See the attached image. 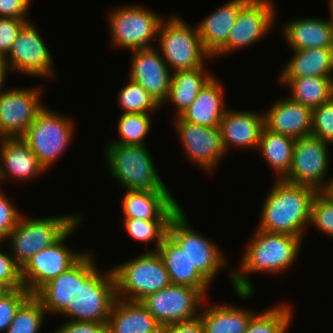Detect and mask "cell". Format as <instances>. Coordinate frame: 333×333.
<instances>
[{
	"label": "cell",
	"mask_w": 333,
	"mask_h": 333,
	"mask_svg": "<svg viewBox=\"0 0 333 333\" xmlns=\"http://www.w3.org/2000/svg\"><path fill=\"white\" fill-rule=\"evenodd\" d=\"M302 240L289 234L257 229L246 244L240 267L228 269L231 286L241 299H250L254 293L249 274H280L290 269L300 254Z\"/></svg>",
	"instance_id": "6da1fadb"
},
{
	"label": "cell",
	"mask_w": 333,
	"mask_h": 333,
	"mask_svg": "<svg viewBox=\"0 0 333 333\" xmlns=\"http://www.w3.org/2000/svg\"><path fill=\"white\" fill-rule=\"evenodd\" d=\"M317 192L308 186L275 179L263 201L257 229L303 239Z\"/></svg>",
	"instance_id": "7a4b0ae2"
},
{
	"label": "cell",
	"mask_w": 333,
	"mask_h": 333,
	"mask_svg": "<svg viewBox=\"0 0 333 333\" xmlns=\"http://www.w3.org/2000/svg\"><path fill=\"white\" fill-rule=\"evenodd\" d=\"M104 156L108 173L125 190L170 191L147 145L106 144Z\"/></svg>",
	"instance_id": "3957f363"
},
{
	"label": "cell",
	"mask_w": 333,
	"mask_h": 333,
	"mask_svg": "<svg viewBox=\"0 0 333 333\" xmlns=\"http://www.w3.org/2000/svg\"><path fill=\"white\" fill-rule=\"evenodd\" d=\"M81 217L78 213L29 219L21 215L4 242L22 268L35 254L58 241Z\"/></svg>",
	"instance_id": "277c9868"
},
{
	"label": "cell",
	"mask_w": 333,
	"mask_h": 333,
	"mask_svg": "<svg viewBox=\"0 0 333 333\" xmlns=\"http://www.w3.org/2000/svg\"><path fill=\"white\" fill-rule=\"evenodd\" d=\"M191 26L178 15L163 18L159 26L158 51L171 73L205 67L204 61L212 58L203 47L197 25Z\"/></svg>",
	"instance_id": "5b68a950"
},
{
	"label": "cell",
	"mask_w": 333,
	"mask_h": 333,
	"mask_svg": "<svg viewBox=\"0 0 333 333\" xmlns=\"http://www.w3.org/2000/svg\"><path fill=\"white\" fill-rule=\"evenodd\" d=\"M116 298L141 301L171 284L165 264L157 252L147 250L131 260L115 265Z\"/></svg>",
	"instance_id": "8992f818"
},
{
	"label": "cell",
	"mask_w": 333,
	"mask_h": 333,
	"mask_svg": "<svg viewBox=\"0 0 333 333\" xmlns=\"http://www.w3.org/2000/svg\"><path fill=\"white\" fill-rule=\"evenodd\" d=\"M109 37L114 47L130 51L153 48L158 29L163 20L160 13L139 5H121L110 9L108 15Z\"/></svg>",
	"instance_id": "52a82bcc"
},
{
	"label": "cell",
	"mask_w": 333,
	"mask_h": 333,
	"mask_svg": "<svg viewBox=\"0 0 333 333\" xmlns=\"http://www.w3.org/2000/svg\"><path fill=\"white\" fill-rule=\"evenodd\" d=\"M73 122L70 117L45 106L21 137L46 170L54 166L74 139Z\"/></svg>",
	"instance_id": "ba28073f"
},
{
	"label": "cell",
	"mask_w": 333,
	"mask_h": 333,
	"mask_svg": "<svg viewBox=\"0 0 333 333\" xmlns=\"http://www.w3.org/2000/svg\"><path fill=\"white\" fill-rule=\"evenodd\" d=\"M96 268L85 281H78L77 294L60 314L68 321L107 323L116 299L113 270L101 272Z\"/></svg>",
	"instance_id": "9c48e42d"
},
{
	"label": "cell",
	"mask_w": 333,
	"mask_h": 333,
	"mask_svg": "<svg viewBox=\"0 0 333 333\" xmlns=\"http://www.w3.org/2000/svg\"><path fill=\"white\" fill-rule=\"evenodd\" d=\"M167 235L186 253L195 269L209 282L227 268V259L218 244L194 230L181 207L170 219Z\"/></svg>",
	"instance_id": "30bf717a"
},
{
	"label": "cell",
	"mask_w": 333,
	"mask_h": 333,
	"mask_svg": "<svg viewBox=\"0 0 333 333\" xmlns=\"http://www.w3.org/2000/svg\"><path fill=\"white\" fill-rule=\"evenodd\" d=\"M85 217H81L58 241L35 254L22 268L21 276L24 288L35 295L43 286L71 267L83 254L71 250L65 245L81 226Z\"/></svg>",
	"instance_id": "8fae6325"
},
{
	"label": "cell",
	"mask_w": 333,
	"mask_h": 333,
	"mask_svg": "<svg viewBox=\"0 0 333 333\" xmlns=\"http://www.w3.org/2000/svg\"><path fill=\"white\" fill-rule=\"evenodd\" d=\"M28 21L19 31L10 51L2 60L10 73H24L39 78H55L51 50L40 31Z\"/></svg>",
	"instance_id": "7c38bea8"
},
{
	"label": "cell",
	"mask_w": 333,
	"mask_h": 333,
	"mask_svg": "<svg viewBox=\"0 0 333 333\" xmlns=\"http://www.w3.org/2000/svg\"><path fill=\"white\" fill-rule=\"evenodd\" d=\"M328 145V142L312 135L296 139L290 170L282 180L322 191L329 181Z\"/></svg>",
	"instance_id": "4fadbf2b"
},
{
	"label": "cell",
	"mask_w": 333,
	"mask_h": 333,
	"mask_svg": "<svg viewBox=\"0 0 333 333\" xmlns=\"http://www.w3.org/2000/svg\"><path fill=\"white\" fill-rule=\"evenodd\" d=\"M205 298L196 288L170 284L140 302L163 327L198 317Z\"/></svg>",
	"instance_id": "5bb4252c"
},
{
	"label": "cell",
	"mask_w": 333,
	"mask_h": 333,
	"mask_svg": "<svg viewBox=\"0 0 333 333\" xmlns=\"http://www.w3.org/2000/svg\"><path fill=\"white\" fill-rule=\"evenodd\" d=\"M276 8L273 0H249L238 13L235 25L229 32L226 45L214 56L230 55L235 50L258 43L275 25Z\"/></svg>",
	"instance_id": "9a60e30c"
},
{
	"label": "cell",
	"mask_w": 333,
	"mask_h": 333,
	"mask_svg": "<svg viewBox=\"0 0 333 333\" xmlns=\"http://www.w3.org/2000/svg\"><path fill=\"white\" fill-rule=\"evenodd\" d=\"M173 120L174 131L179 137L186 158L206 173L214 172L220 160L227 155L220 128L192 124L180 116Z\"/></svg>",
	"instance_id": "2e32d148"
},
{
	"label": "cell",
	"mask_w": 333,
	"mask_h": 333,
	"mask_svg": "<svg viewBox=\"0 0 333 333\" xmlns=\"http://www.w3.org/2000/svg\"><path fill=\"white\" fill-rule=\"evenodd\" d=\"M5 89L0 95V139L21 138L40 111L43 88ZM42 89V90H41Z\"/></svg>",
	"instance_id": "e0dca14e"
},
{
	"label": "cell",
	"mask_w": 333,
	"mask_h": 333,
	"mask_svg": "<svg viewBox=\"0 0 333 333\" xmlns=\"http://www.w3.org/2000/svg\"><path fill=\"white\" fill-rule=\"evenodd\" d=\"M84 252L71 267L55 277L35 294L41 301L47 315H60L77 294L78 281H85L97 268L94 254H91V251Z\"/></svg>",
	"instance_id": "ac0fdd59"
},
{
	"label": "cell",
	"mask_w": 333,
	"mask_h": 333,
	"mask_svg": "<svg viewBox=\"0 0 333 333\" xmlns=\"http://www.w3.org/2000/svg\"><path fill=\"white\" fill-rule=\"evenodd\" d=\"M129 77L142 86L162 106L169 94L171 70L156 49L131 51Z\"/></svg>",
	"instance_id": "d6986e66"
},
{
	"label": "cell",
	"mask_w": 333,
	"mask_h": 333,
	"mask_svg": "<svg viewBox=\"0 0 333 333\" xmlns=\"http://www.w3.org/2000/svg\"><path fill=\"white\" fill-rule=\"evenodd\" d=\"M264 126L294 139L307 137L312 132V109L282 97L263 112Z\"/></svg>",
	"instance_id": "ffe728a7"
},
{
	"label": "cell",
	"mask_w": 333,
	"mask_h": 333,
	"mask_svg": "<svg viewBox=\"0 0 333 333\" xmlns=\"http://www.w3.org/2000/svg\"><path fill=\"white\" fill-rule=\"evenodd\" d=\"M247 111L227 108L220 122L222 143L226 154L231 148H258L264 126L263 111Z\"/></svg>",
	"instance_id": "44dd1931"
},
{
	"label": "cell",
	"mask_w": 333,
	"mask_h": 333,
	"mask_svg": "<svg viewBox=\"0 0 333 333\" xmlns=\"http://www.w3.org/2000/svg\"><path fill=\"white\" fill-rule=\"evenodd\" d=\"M121 199L123 218L170 220L181 205L171 191L124 190Z\"/></svg>",
	"instance_id": "7402d4cb"
},
{
	"label": "cell",
	"mask_w": 333,
	"mask_h": 333,
	"mask_svg": "<svg viewBox=\"0 0 333 333\" xmlns=\"http://www.w3.org/2000/svg\"><path fill=\"white\" fill-rule=\"evenodd\" d=\"M43 172L47 170L23 139H0V182L10 179L17 182L30 181Z\"/></svg>",
	"instance_id": "603a6c76"
},
{
	"label": "cell",
	"mask_w": 333,
	"mask_h": 333,
	"mask_svg": "<svg viewBox=\"0 0 333 333\" xmlns=\"http://www.w3.org/2000/svg\"><path fill=\"white\" fill-rule=\"evenodd\" d=\"M249 0H229L197 23L199 36L206 52L213 57L226 45L239 10Z\"/></svg>",
	"instance_id": "cb8c5ba5"
},
{
	"label": "cell",
	"mask_w": 333,
	"mask_h": 333,
	"mask_svg": "<svg viewBox=\"0 0 333 333\" xmlns=\"http://www.w3.org/2000/svg\"><path fill=\"white\" fill-rule=\"evenodd\" d=\"M293 20L285 23L282 31L286 44L292 51L333 48V26L329 19L304 17Z\"/></svg>",
	"instance_id": "d4e9b609"
},
{
	"label": "cell",
	"mask_w": 333,
	"mask_h": 333,
	"mask_svg": "<svg viewBox=\"0 0 333 333\" xmlns=\"http://www.w3.org/2000/svg\"><path fill=\"white\" fill-rule=\"evenodd\" d=\"M107 333H162V325L140 301L115 299Z\"/></svg>",
	"instance_id": "484cf974"
},
{
	"label": "cell",
	"mask_w": 333,
	"mask_h": 333,
	"mask_svg": "<svg viewBox=\"0 0 333 333\" xmlns=\"http://www.w3.org/2000/svg\"><path fill=\"white\" fill-rule=\"evenodd\" d=\"M221 81L213 76L200 90L194 102L180 117L189 123L205 127H219L227 109L225 89Z\"/></svg>",
	"instance_id": "4316f807"
},
{
	"label": "cell",
	"mask_w": 333,
	"mask_h": 333,
	"mask_svg": "<svg viewBox=\"0 0 333 333\" xmlns=\"http://www.w3.org/2000/svg\"><path fill=\"white\" fill-rule=\"evenodd\" d=\"M157 253L162 258L171 284L198 289L205 297L210 283L195 269L186 253L168 236L163 238Z\"/></svg>",
	"instance_id": "83f0119b"
},
{
	"label": "cell",
	"mask_w": 333,
	"mask_h": 333,
	"mask_svg": "<svg viewBox=\"0 0 333 333\" xmlns=\"http://www.w3.org/2000/svg\"><path fill=\"white\" fill-rule=\"evenodd\" d=\"M292 53V57L280 71L279 78L312 76L333 79V48H310Z\"/></svg>",
	"instance_id": "f1b7e54d"
},
{
	"label": "cell",
	"mask_w": 333,
	"mask_h": 333,
	"mask_svg": "<svg viewBox=\"0 0 333 333\" xmlns=\"http://www.w3.org/2000/svg\"><path fill=\"white\" fill-rule=\"evenodd\" d=\"M207 305L203 303L199 312L205 333H244L256 313L255 310L228 303Z\"/></svg>",
	"instance_id": "f546056e"
},
{
	"label": "cell",
	"mask_w": 333,
	"mask_h": 333,
	"mask_svg": "<svg viewBox=\"0 0 333 333\" xmlns=\"http://www.w3.org/2000/svg\"><path fill=\"white\" fill-rule=\"evenodd\" d=\"M207 68L198 67L192 70H183L172 73L167 99L175 106V117H179L194 102L203 86L214 76L208 73ZM206 70V71H205Z\"/></svg>",
	"instance_id": "4dcf8cb0"
},
{
	"label": "cell",
	"mask_w": 333,
	"mask_h": 333,
	"mask_svg": "<svg viewBox=\"0 0 333 333\" xmlns=\"http://www.w3.org/2000/svg\"><path fill=\"white\" fill-rule=\"evenodd\" d=\"M296 139L273 132L263 126L258 143L261 158L276 174V180H282L289 172Z\"/></svg>",
	"instance_id": "1f68e13d"
},
{
	"label": "cell",
	"mask_w": 333,
	"mask_h": 333,
	"mask_svg": "<svg viewBox=\"0 0 333 333\" xmlns=\"http://www.w3.org/2000/svg\"><path fill=\"white\" fill-rule=\"evenodd\" d=\"M278 83L288 86L293 101L314 109L333 97V79L329 77L279 78Z\"/></svg>",
	"instance_id": "d6a6232c"
},
{
	"label": "cell",
	"mask_w": 333,
	"mask_h": 333,
	"mask_svg": "<svg viewBox=\"0 0 333 333\" xmlns=\"http://www.w3.org/2000/svg\"><path fill=\"white\" fill-rule=\"evenodd\" d=\"M292 309L291 305L282 303L256 312L244 333H287L293 321Z\"/></svg>",
	"instance_id": "836d02e7"
},
{
	"label": "cell",
	"mask_w": 333,
	"mask_h": 333,
	"mask_svg": "<svg viewBox=\"0 0 333 333\" xmlns=\"http://www.w3.org/2000/svg\"><path fill=\"white\" fill-rule=\"evenodd\" d=\"M152 114L134 113L123 114L121 113L118 120V133L119 138L110 139L105 144H137L147 145L146 137L151 129ZM146 140V141H145Z\"/></svg>",
	"instance_id": "e575fe53"
},
{
	"label": "cell",
	"mask_w": 333,
	"mask_h": 333,
	"mask_svg": "<svg viewBox=\"0 0 333 333\" xmlns=\"http://www.w3.org/2000/svg\"><path fill=\"white\" fill-rule=\"evenodd\" d=\"M119 107L123 114L159 112L161 105L142 86L129 78L117 95Z\"/></svg>",
	"instance_id": "d590c367"
},
{
	"label": "cell",
	"mask_w": 333,
	"mask_h": 333,
	"mask_svg": "<svg viewBox=\"0 0 333 333\" xmlns=\"http://www.w3.org/2000/svg\"><path fill=\"white\" fill-rule=\"evenodd\" d=\"M46 315L41 301L30 295L16 311L5 333H39Z\"/></svg>",
	"instance_id": "8d00e7d4"
},
{
	"label": "cell",
	"mask_w": 333,
	"mask_h": 333,
	"mask_svg": "<svg viewBox=\"0 0 333 333\" xmlns=\"http://www.w3.org/2000/svg\"><path fill=\"white\" fill-rule=\"evenodd\" d=\"M170 220H141L137 218H123L122 224L128 235L147 246L149 242H156L154 250L162 244L163 238L167 235V228Z\"/></svg>",
	"instance_id": "74e56055"
},
{
	"label": "cell",
	"mask_w": 333,
	"mask_h": 333,
	"mask_svg": "<svg viewBox=\"0 0 333 333\" xmlns=\"http://www.w3.org/2000/svg\"><path fill=\"white\" fill-rule=\"evenodd\" d=\"M310 225L321 233L333 237V202L321 191L317 192L311 206Z\"/></svg>",
	"instance_id": "f35d334b"
},
{
	"label": "cell",
	"mask_w": 333,
	"mask_h": 333,
	"mask_svg": "<svg viewBox=\"0 0 333 333\" xmlns=\"http://www.w3.org/2000/svg\"><path fill=\"white\" fill-rule=\"evenodd\" d=\"M311 135L333 146V97L312 109Z\"/></svg>",
	"instance_id": "ab89813d"
},
{
	"label": "cell",
	"mask_w": 333,
	"mask_h": 333,
	"mask_svg": "<svg viewBox=\"0 0 333 333\" xmlns=\"http://www.w3.org/2000/svg\"><path fill=\"white\" fill-rule=\"evenodd\" d=\"M30 295L24 287L6 290L0 295V333L6 332L16 311Z\"/></svg>",
	"instance_id": "60d3db41"
},
{
	"label": "cell",
	"mask_w": 333,
	"mask_h": 333,
	"mask_svg": "<svg viewBox=\"0 0 333 333\" xmlns=\"http://www.w3.org/2000/svg\"><path fill=\"white\" fill-rule=\"evenodd\" d=\"M2 243L3 241H0V245ZM7 251L0 249V285L6 290L23 288L21 267L16 263L9 249Z\"/></svg>",
	"instance_id": "b9f144b4"
},
{
	"label": "cell",
	"mask_w": 333,
	"mask_h": 333,
	"mask_svg": "<svg viewBox=\"0 0 333 333\" xmlns=\"http://www.w3.org/2000/svg\"><path fill=\"white\" fill-rule=\"evenodd\" d=\"M28 21L30 20L0 17V60L7 56L19 31Z\"/></svg>",
	"instance_id": "7bdbcfd3"
},
{
	"label": "cell",
	"mask_w": 333,
	"mask_h": 333,
	"mask_svg": "<svg viewBox=\"0 0 333 333\" xmlns=\"http://www.w3.org/2000/svg\"><path fill=\"white\" fill-rule=\"evenodd\" d=\"M13 204L12 201L2 192L0 188V241H5L8 234L17 224L20 216V210Z\"/></svg>",
	"instance_id": "ee69618b"
},
{
	"label": "cell",
	"mask_w": 333,
	"mask_h": 333,
	"mask_svg": "<svg viewBox=\"0 0 333 333\" xmlns=\"http://www.w3.org/2000/svg\"><path fill=\"white\" fill-rule=\"evenodd\" d=\"M33 0H0V17L29 20L27 14Z\"/></svg>",
	"instance_id": "f6af8a7d"
},
{
	"label": "cell",
	"mask_w": 333,
	"mask_h": 333,
	"mask_svg": "<svg viewBox=\"0 0 333 333\" xmlns=\"http://www.w3.org/2000/svg\"><path fill=\"white\" fill-rule=\"evenodd\" d=\"M54 333H107V323L65 321Z\"/></svg>",
	"instance_id": "bcb514c9"
},
{
	"label": "cell",
	"mask_w": 333,
	"mask_h": 333,
	"mask_svg": "<svg viewBox=\"0 0 333 333\" xmlns=\"http://www.w3.org/2000/svg\"><path fill=\"white\" fill-rule=\"evenodd\" d=\"M162 333H205L200 316L181 322H175L162 327Z\"/></svg>",
	"instance_id": "7dc6e473"
},
{
	"label": "cell",
	"mask_w": 333,
	"mask_h": 333,
	"mask_svg": "<svg viewBox=\"0 0 333 333\" xmlns=\"http://www.w3.org/2000/svg\"><path fill=\"white\" fill-rule=\"evenodd\" d=\"M10 72L8 67L4 64L2 60H0V95L5 91L2 87H4L5 79L7 78V73Z\"/></svg>",
	"instance_id": "c3c4849f"
},
{
	"label": "cell",
	"mask_w": 333,
	"mask_h": 333,
	"mask_svg": "<svg viewBox=\"0 0 333 333\" xmlns=\"http://www.w3.org/2000/svg\"><path fill=\"white\" fill-rule=\"evenodd\" d=\"M321 192L333 202V177H330L329 181Z\"/></svg>",
	"instance_id": "681fc988"
},
{
	"label": "cell",
	"mask_w": 333,
	"mask_h": 333,
	"mask_svg": "<svg viewBox=\"0 0 333 333\" xmlns=\"http://www.w3.org/2000/svg\"><path fill=\"white\" fill-rule=\"evenodd\" d=\"M328 5H329V12H330V14H329V22H330V24L333 26V0H328Z\"/></svg>",
	"instance_id": "f907efd6"
},
{
	"label": "cell",
	"mask_w": 333,
	"mask_h": 333,
	"mask_svg": "<svg viewBox=\"0 0 333 333\" xmlns=\"http://www.w3.org/2000/svg\"><path fill=\"white\" fill-rule=\"evenodd\" d=\"M4 291H6V289L0 285V295H1Z\"/></svg>",
	"instance_id": "816d5d0a"
}]
</instances>
